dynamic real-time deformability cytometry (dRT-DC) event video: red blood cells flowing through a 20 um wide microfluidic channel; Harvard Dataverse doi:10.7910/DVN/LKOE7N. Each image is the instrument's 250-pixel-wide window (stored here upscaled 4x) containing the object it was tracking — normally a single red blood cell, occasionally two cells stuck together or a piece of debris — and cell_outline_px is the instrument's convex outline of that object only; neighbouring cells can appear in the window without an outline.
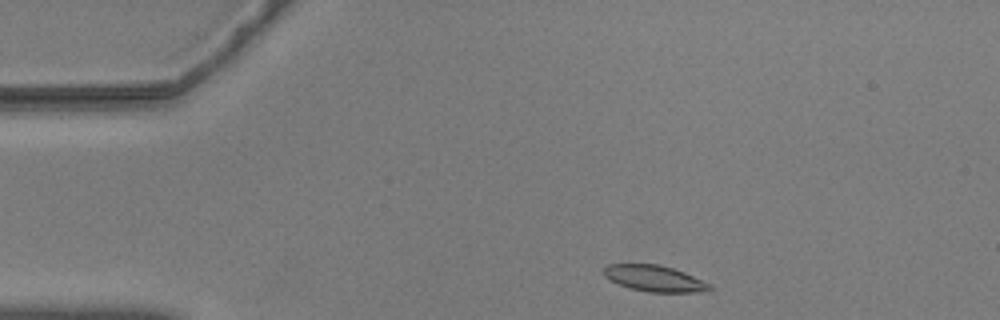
{"species": "common noctule bat (a hibernating species)", "species_latin": "Nyctalus noctula", "temperature_condition": "warm", "stored_images_in_passage": 48, "camera_frame_rate_fps": 3000, "um_per_image_px": 0.085, "animal": {"sex": "male", "body_mass_g": 20.5, "forearm_length_mm": 52.5}, "frame": {"image": 1, "passage_image": 1, "time_ms": 0.0, "image_size_px": [1000, 320], "cell_outline_px": [[712, 288], [696, 292], [648, 292], [628, 288], [608, 280], [604, 276], [604, 268], [608, 264], [660, 264], [684, 272], [712, 284]], "centroid_in_image_um": [55.6, 23.66], "position_along_channel_um": 29.4, "area_um2": 16.18}}
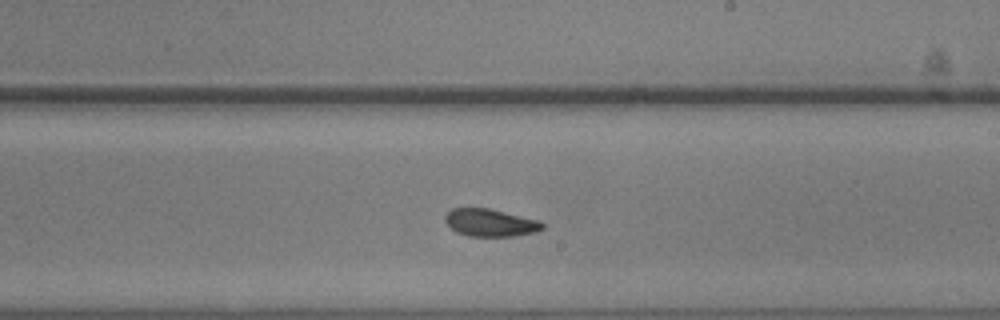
{"frame": {"image": 2, "passage_image": 24, "time_ms": 7.667, "image_size_px": [1000, 320], "cell_outline_px": [[544, 228], [536, 232], [516, 236], [468, 236], [456, 232], [444, 220], [444, 216], [452, 208], [488, 208], [540, 220], [544, 224]], "centroid_in_image_um": [41.69, 18.93], "position_along_channel_um": 247.3, "area_um2": 15.66}}
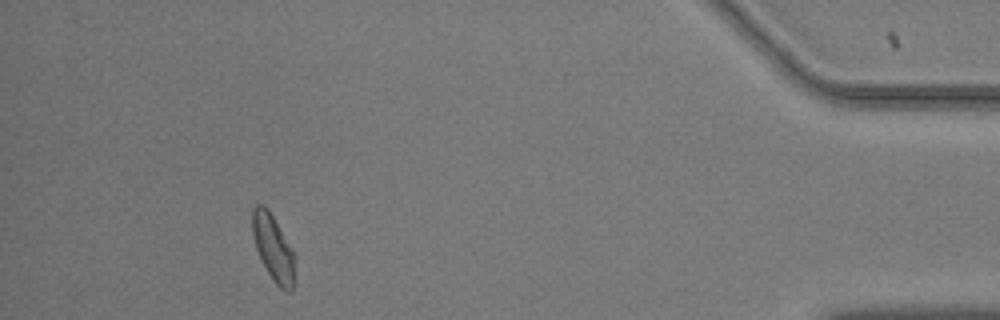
{"frame": {"image": 3, "passage_image": 43, "time_ms": 14.0, "image_size_px": [1000, 320], "cell_outline_px": [[296, 256], [292, 292], [288, 292], [280, 288], [276, 284], [268, 272], [256, 248], [252, 232], [252, 208], [256, 204], [264, 204], [268, 208]], "centroid_in_image_um": [23.23, 21.05], "position_along_channel_um": 412.0, "area_um2": 16.3}, "authors_computed_cell_mechanics": {"area_um2": 16.4152, "velocity_mm_per_s": 3.5514, "shape_relaxation_time_tau1_ms": 3.2435, "shape_relaxation_time_tau2_ms": 2.8576, "deformation_change_tau1": 0.1167, "deformation_change_tau2": 0.068}}